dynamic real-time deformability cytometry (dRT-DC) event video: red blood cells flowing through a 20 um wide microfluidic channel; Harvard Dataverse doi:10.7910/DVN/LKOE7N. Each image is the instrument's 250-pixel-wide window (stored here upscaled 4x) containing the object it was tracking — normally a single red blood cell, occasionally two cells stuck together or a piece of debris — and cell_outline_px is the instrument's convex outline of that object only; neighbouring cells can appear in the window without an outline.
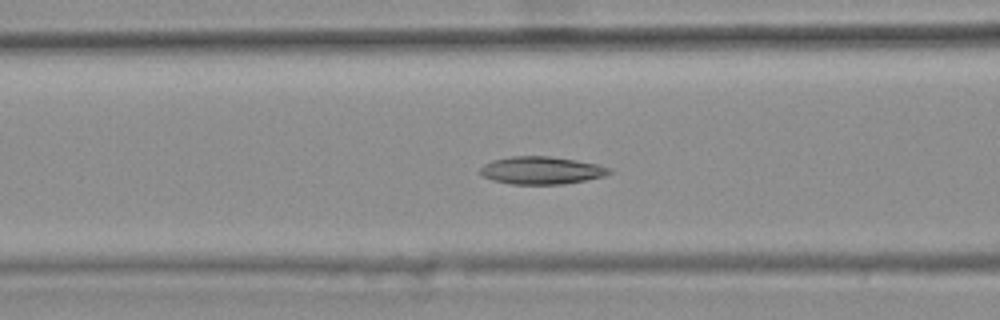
{"species": "common noctule bat (a hibernating species)", "species_latin": "Nyctalus noctula", "temperature_condition": "warm", "stored_images_in_passage": 45, "camera_frame_rate_fps": 3000, "um_per_image_px": 0.085, "animal": {"sex": "female", "body_mass_g": 25.1}, "frame": {"image": 1, "passage_image": 20, "time_ms": 6.333, "image_size_px": [1000, 320], "cell_outline_px": [[612, 172], [604, 176], [564, 184], [512, 184], [492, 180], [484, 176], [480, 172], [480, 168], [484, 164], [492, 160], [512, 156], [552, 156], [576, 160], [596, 164], [612, 168]], "centroid_in_image_um": [46.03, 14.47], "position_along_channel_um": 120.6, "area_um2": 20.75}}
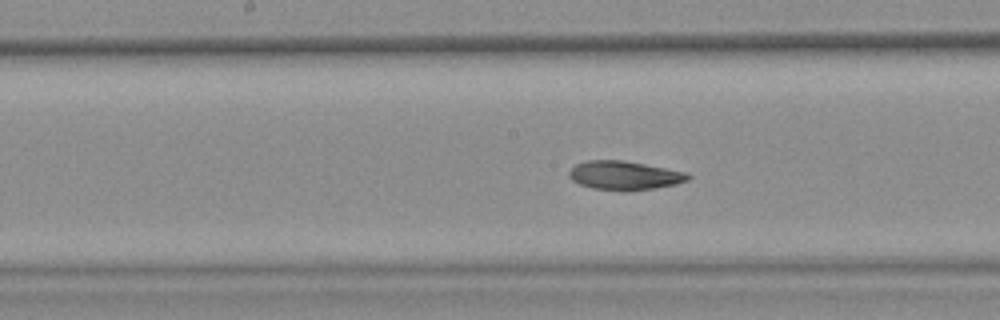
{"frame": {"image": 2, "passage_image": 26, "time_ms": 8.333, "image_size_px": [1000, 320], "cell_outline_px": [[692, 176], [688, 180], [676, 184], [628, 192], [624, 192], [592, 188], [580, 184], [572, 180], [568, 176], [568, 172], [576, 164], [584, 160], [624, 160], [688, 172]], "centroid_in_image_um": [53.08, 14.91], "position_along_channel_um": 195.1, "area_um2": 20.29}}
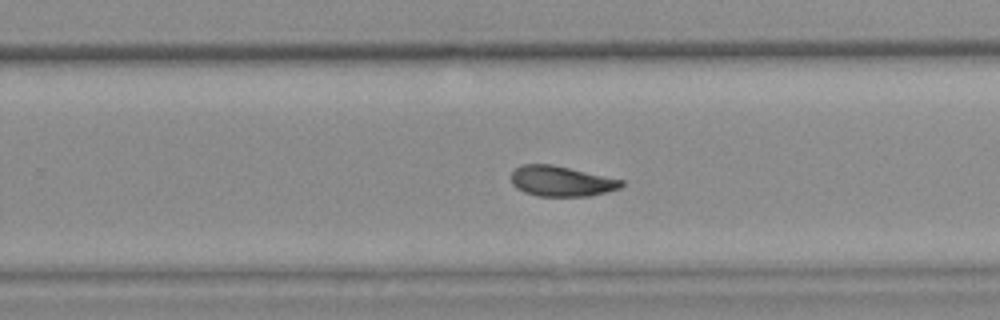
{"frame": {"image": 3, "passage_image": 33, "time_ms": 10.667, "image_size_px": [1000, 320], "cell_outline_px": [[624, 184], [620, 188], [592, 196], [540, 196], [524, 192], [516, 188], [512, 184], [512, 172], [520, 164], [552, 164], [624, 180]], "centroid_in_image_um": [47.72, 15.4], "position_along_channel_um": 282.1, "area_um2": 19.54}, "authors_computed_cell_mechanics": {"area_um2": 20.6346, "velocity_mm_per_s": 3.7409, "shape_relaxation_time_tau1_ms": null, "shape_relaxation_time_tau2_ms": 5.0569, "deformation_change_tau1": null, "deformation_change_tau2": 0.1055}}